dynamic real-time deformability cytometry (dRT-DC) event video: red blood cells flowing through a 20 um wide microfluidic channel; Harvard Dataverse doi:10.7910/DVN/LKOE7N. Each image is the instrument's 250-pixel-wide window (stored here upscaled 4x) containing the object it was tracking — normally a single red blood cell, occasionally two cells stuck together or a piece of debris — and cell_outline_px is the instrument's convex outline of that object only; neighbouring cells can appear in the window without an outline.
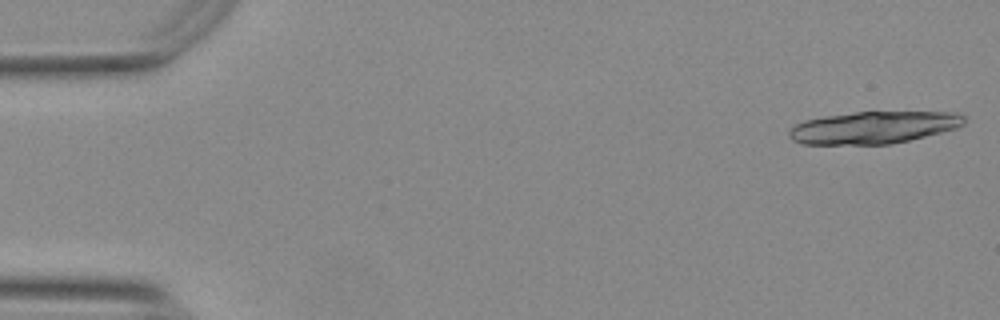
{"species": "Egyptian fruit bat (a non-hibernating species)", "species_latin": "Rousettus aegyptiacus", "temperature_condition": "warm", "stored_images_in_passage": 17, "camera_frame_rate_fps": 3000, "um_per_image_px": 0.085, "animal": {"sex": "female"}, "frame": {"image": 1, "passage_image": 1, "time_ms": 0.0, "image_size_px": [1000, 320], "cell_outline_px": [[964, 124], [956, 128], [892, 144], [804, 144], [792, 140], [788, 136], [788, 132], [796, 124], [804, 120], [824, 116], [856, 112], [956, 112], [964, 116]], "centroid_in_image_um": [74.23, 10.83], "position_along_channel_um": 10.8, "area_um2": 32.66}}